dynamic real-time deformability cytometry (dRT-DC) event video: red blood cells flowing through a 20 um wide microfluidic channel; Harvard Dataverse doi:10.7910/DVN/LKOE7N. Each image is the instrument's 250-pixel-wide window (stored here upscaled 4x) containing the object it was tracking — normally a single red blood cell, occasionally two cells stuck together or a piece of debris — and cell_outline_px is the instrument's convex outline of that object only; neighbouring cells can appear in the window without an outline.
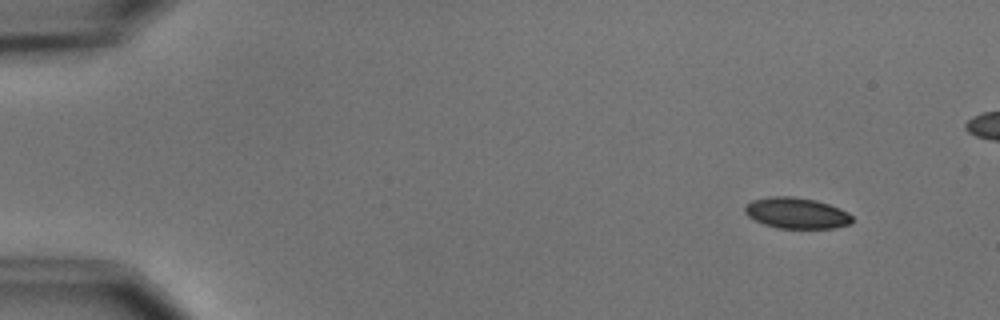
{"species": "common noctule bat (a hibernating species)", "species_latin": "Nyctalus noctula", "temperature_condition": "cold", "stored_images_in_passage": 5, "camera_frame_rate_fps": 3000, "um_per_image_px": 0.085, "animal": {"sex": "male", "body_mass_g": 15.6}, "frame": {"image": 1, "passage_image": 1, "time_ms": 0.0, "image_size_px": [1000, 320], "cell_outline_px": [[852, 224], [832, 228], [776, 228], [764, 224], [748, 216], [744, 212], [744, 208], [752, 200], [768, 196], [792, 196], [816, 200], [840, 208], [848, 212], [852, 216]], "centroid_in_image_um": [67.71, 18.11], "position_along_channel_um": 17.3, "area_um2": 19.42}}